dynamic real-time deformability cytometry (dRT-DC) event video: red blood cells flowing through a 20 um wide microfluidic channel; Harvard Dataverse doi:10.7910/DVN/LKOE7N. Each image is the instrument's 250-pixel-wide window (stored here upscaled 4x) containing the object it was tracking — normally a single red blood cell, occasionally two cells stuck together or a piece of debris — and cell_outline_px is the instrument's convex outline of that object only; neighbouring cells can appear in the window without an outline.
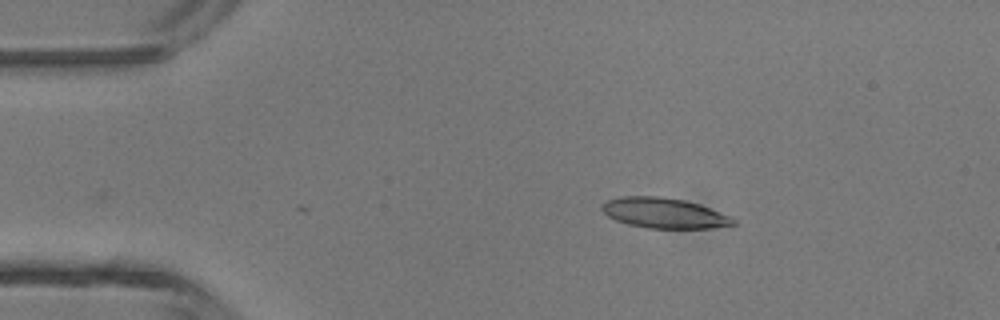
{"species": "common noctule bat (a hibernating species)", "species_latin": "Nyctalus noctula", "temperature_condition": "room temperature", "stored_images_in_passage": 2, "camera_frame_rate_fps": 3000, "um_per_image_px": 0.085, "animal": {"sex": "male", "body_mass_g": 13.3}, "frame": {"image": 1, "passage_image": 2, "time_ms": 0.333, "image_size_px": [1000, 320], "cell_outline_px": [[736, 224], [712, 228], [648, 228], [628, 224], [616, 220], [608, 216], [600, 208], [600, 204], [608, 200], [620, 196], [660, 196], [684, 200], [700, 204], [732, 216], [736, 220]], "centroid_in_image_um": [56.46, 18.1], "position_along_channel_um": 28.5, "area_um2": 23.35}}